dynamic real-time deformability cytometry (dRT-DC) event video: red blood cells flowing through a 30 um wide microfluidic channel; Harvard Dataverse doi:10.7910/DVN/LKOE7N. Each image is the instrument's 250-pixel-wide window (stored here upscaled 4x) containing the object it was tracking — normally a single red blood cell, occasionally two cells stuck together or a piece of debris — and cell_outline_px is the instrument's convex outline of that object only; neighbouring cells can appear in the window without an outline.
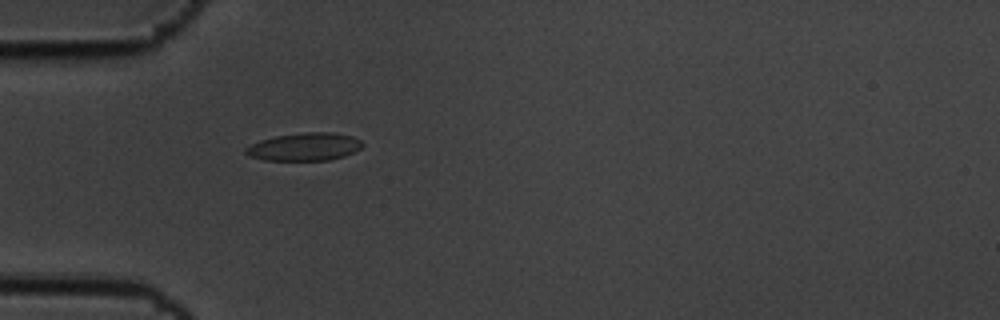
{"species": "common noctule bat (a hibernating species)", "species_latin": "Nyctalus noctula", "temperature_condition": "cold", "stored_images_in_passage": 6, "camera_frame_rate_fps": 3000, "um_per_image_px": 0.085, "animal": {"sex": "male", "body_mass_g": 19.5, "forearm_length_mm": 54.6}, "frame": {"image": 1, "passage_image": 6, "time_ms": 1.667, "image_size_px": [1000, 320], "cell_outline_px": [[364, 144], [360, 148], [344, 156], [328, 160], [264, 160], [248, 156], [244, 152], [244, 148], [260, 140], [276, 136], [304, 132], [332, 132], [352, 136], [360, 140]], "centroid_in_image_um": [25.86, 12.47], "position_along_channel_um": 59.1, "area_um2": 18.9}}